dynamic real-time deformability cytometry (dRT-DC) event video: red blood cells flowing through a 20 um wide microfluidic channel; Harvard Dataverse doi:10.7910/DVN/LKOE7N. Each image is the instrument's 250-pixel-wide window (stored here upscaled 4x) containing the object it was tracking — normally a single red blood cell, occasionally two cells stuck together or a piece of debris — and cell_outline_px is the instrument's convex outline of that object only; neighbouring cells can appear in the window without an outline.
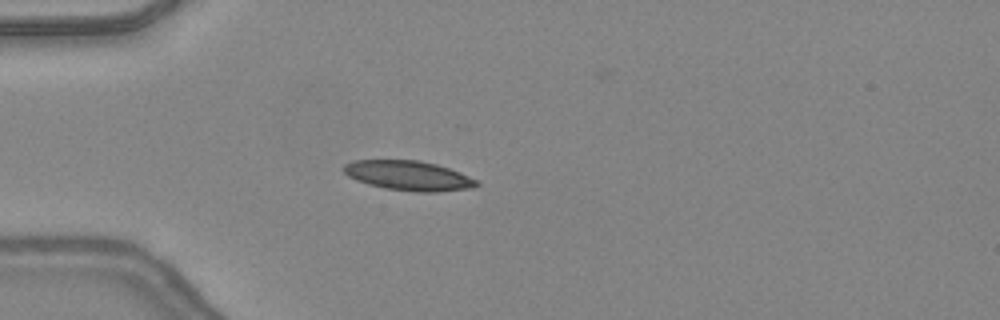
{"species": "common noctule bat (a hibernating species)", "species_latin": "Nyctalus noctula", "temperature_condition": "warm", "stored_images_in_passage": 35, "camera_frame_rate_fps": 3000, "um_per_image_px": 0.085, "animal": {"sex": "female", "body_mass_g": 24.6, "forearm_length_mm": 56.2}, "frame": {"image": 1, "passage_image": 1, "time_ms": 0.0, "image_size_px": [1000, 320], "cell_outline_px": [[480, 184], [476, 188], [436, 192], [412, 192], [384, 188], [368, 184], [356, 180], [348, 176], [344, 172], [344, 164], [352, 160], [420, 160], [436, 164], [460, 172], [476, 180]], "centroid_in_image_um": [34.74, 14.93], "position_along_channel_um": 50.3, "area_um2": 23.18}}
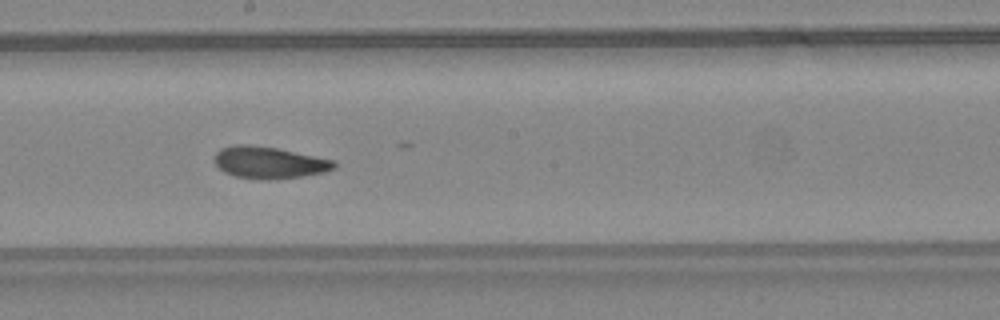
{"frame": {"image": 2, "passage_image": 14, "time_ms": 4.333, "image_size_px": [1000, 320], "cell_outline_px": [[336, 168], [324, 172], [304, 176], [268, 180], [260, 180], [236, 176], [224, 172], [212, 160], [212, 156], [220, 148], [232, 144], [248, 144], [276, 148], [336, 160]], "centroid_in_image_um": [22.85, 13.81], "position_along_channel_um": 225.4, "area_um2": 22.54}}
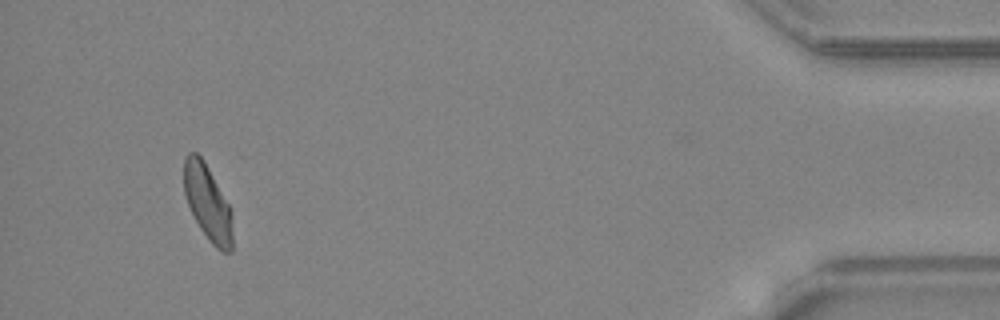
{"frame": {"image": 3, "passage_image": 32, "time_ms": 10.333, "image_size_px": [1000, 320], "cell_outline_px": [[232, 252], [224, 252], [216, 248], [208, 240], [200, 228], [188, 204], [184, 192], [184, 156], [188, 152], [196, 152], [204, 160], [228, 204], [232, 212]], "centroid_in_image_um": [17.65, 17.23], "position_along_channel_um": 417.6, "area_um2": 21.27}, "authors_computed_cell_mechanics": {"area_um2": 21.964, "velocity_mm_per_s": 4.3737, "shape_relaxation_time_tau1_ms": 9.1762, "shape_relaxation_time_tau2_ms": 2.7122, "deformation_change_tau1": 0.2157, "deformation_change_tau2": 0.07}}